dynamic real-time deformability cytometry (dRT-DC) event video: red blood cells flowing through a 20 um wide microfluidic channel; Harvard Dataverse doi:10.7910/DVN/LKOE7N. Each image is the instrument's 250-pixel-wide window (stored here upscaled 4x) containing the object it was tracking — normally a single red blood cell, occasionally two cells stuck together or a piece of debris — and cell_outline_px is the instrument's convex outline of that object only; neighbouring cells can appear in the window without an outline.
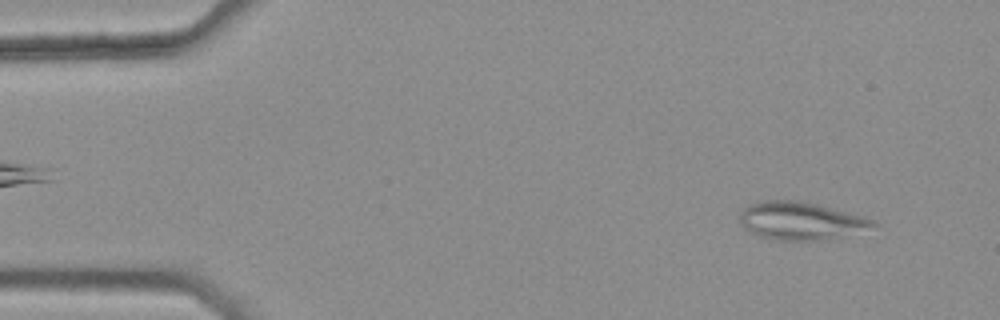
{"species": "common noctule bat (a hibernating species)", "species_latin": "Nyctalus noctula", "temperature_condition": "warm", "stored_images_in_passage": 44, "camera_frame_rate_fps": 3000, "um_per_image_px": 0.085, "animal": {"sex": "female", "body_mass_g": 25.1}, "frame": {"image": 1, "passage_image": 4, "time_ms": 1.0, "image_size_px": [1000, 320], "cell_outline_px": [[876, 224], [828, 240], [780, 240], [760, 236], [744, 228], [740, 224], [740, 212], [748, 204], [764, 200], [796, 200], [816, 204], [864, 216], [872, 220]], "centroid_in_image_um": [67.96, 18.75], "position_along_channel_um": 17.0, "area_um2": 28.78}}
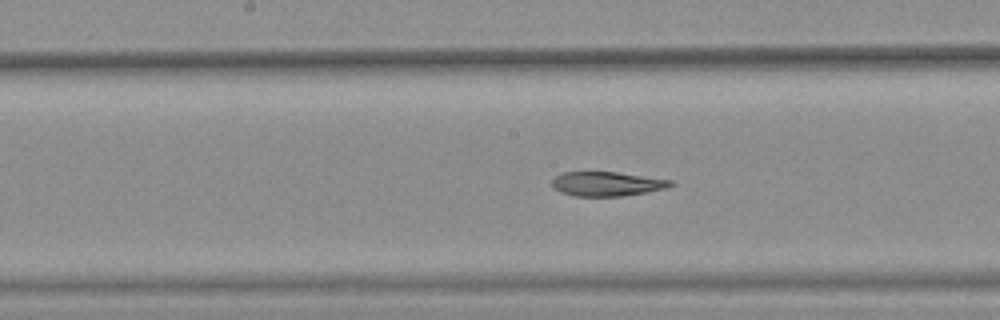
{"frame": {"image": 2, "passage_image": 26, "time_ms": 8.333, "image_size_px": [1000, 320], "cell_outline_px": [[676, 184], [668, 188], [620, 196], [572, 196], [560, 192], [552, 188], [552, 180], [556, 176], [564, 172], [616, 172], [672, 180]], "centroid_in_image_um": [51.58, 15.63], "position_along_channel_um": 196.6, "area_um2": 16.82}}
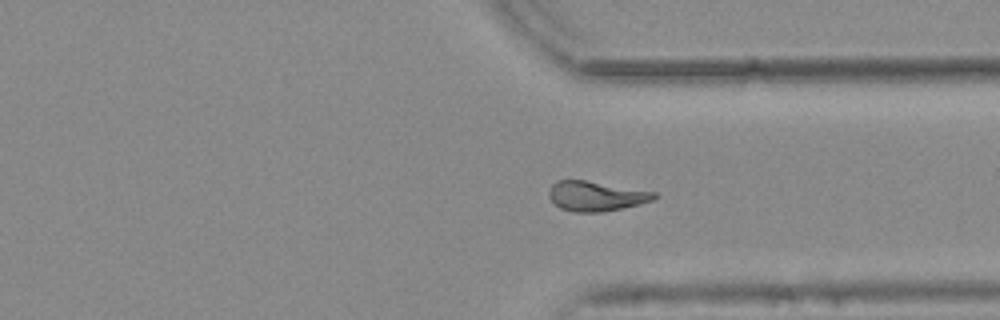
{"frame": {"image": 3, "passage_image": 39, "time_ms": 12.667, "image_size_px": [1000, 320], "cell_outline_px": [[660, 196], [652, 200], [640, 204], [604, 212], [572, 212], [560, 208], [548, 196], [548, 192], [552, 184], [556, 180], [584, 180], [656, 192]], "centroid_in_image_um": [50.66, 16.67], "position_along_channel_um": 360.7, "area_um2": 18.32}, "authors_computed_cell_mechanics": {"area_um2": 18.6116, "velocity_mm_per_s": 3.7774, "shape_relaxation_time_tau1_ms": null, "shape_relaxation_time_tau2_ms": 4.4532, "deformation_change_tau1": null, "deformation_change_tau2": 0.108}}